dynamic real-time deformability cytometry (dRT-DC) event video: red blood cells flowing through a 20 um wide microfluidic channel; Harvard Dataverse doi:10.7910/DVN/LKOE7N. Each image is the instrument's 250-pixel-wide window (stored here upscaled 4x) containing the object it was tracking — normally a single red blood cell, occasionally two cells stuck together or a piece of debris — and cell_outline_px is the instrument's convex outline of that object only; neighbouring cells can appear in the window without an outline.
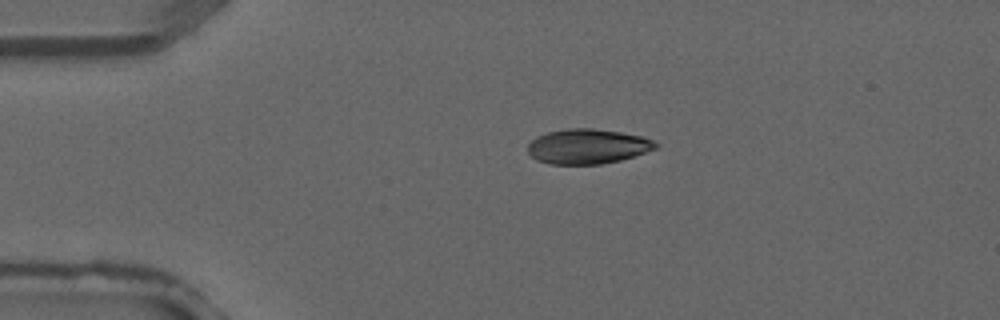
{"species": "common noctule bat (a hibernating species)", "species_latin": "Nyctalus noctula", "temperature_condition": "warm", "stored_images_in_passage": 2, "camera_frame_rate_fps": 3000, "um_per_image_px": 0.085, "animal": {"sex": "male", "forearm_length_mm": 52.5}, "frame": {"image": 1, "passage_image": 1, "time_ms": 0.0, "image_size_px": [1000, 320], "cell_outline_px": [[660, 144], [656, 148], [620, 160], [600, 164], [548, 164], [536, 160], [528, 152], [528, 144], [536, 136], [548, 132], [568, 128], [592, 128], [620, 132], [640, 136], [652, 140]], "centroid_in_image_um": [49.91, 12.44], "position_along_channel_um": 35.1, "area_um2": 25.84}}
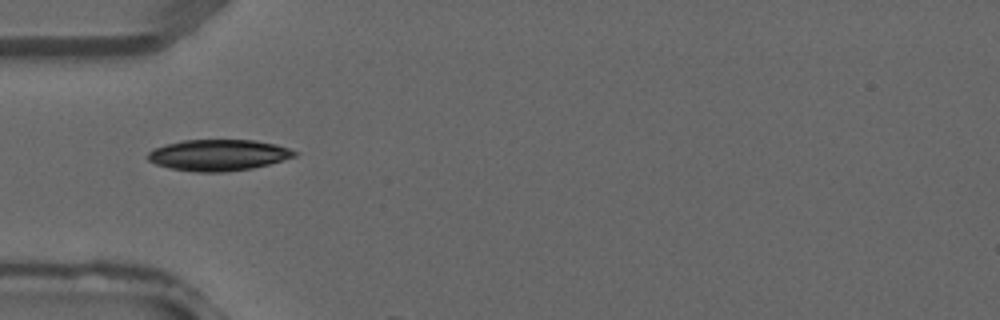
{"frame": {"image": 2, "passage_image": 2, "time_ms": 0.333, "image_size_px": [1000, 320], "cell_outline_px": [[300, 152], [296, 156], [268, 164], [252, 168], [224, 172], [196, 172], [172, 168], [156, 164], [148, 160], [144, 156], [148, 152], [164, 144], [184, 140], [256, 140], [276, 144]], "centroid_in_image_um": [18.56, 13.17], "position_along_channel_um": 66.4, "area_um2": 26.7}}